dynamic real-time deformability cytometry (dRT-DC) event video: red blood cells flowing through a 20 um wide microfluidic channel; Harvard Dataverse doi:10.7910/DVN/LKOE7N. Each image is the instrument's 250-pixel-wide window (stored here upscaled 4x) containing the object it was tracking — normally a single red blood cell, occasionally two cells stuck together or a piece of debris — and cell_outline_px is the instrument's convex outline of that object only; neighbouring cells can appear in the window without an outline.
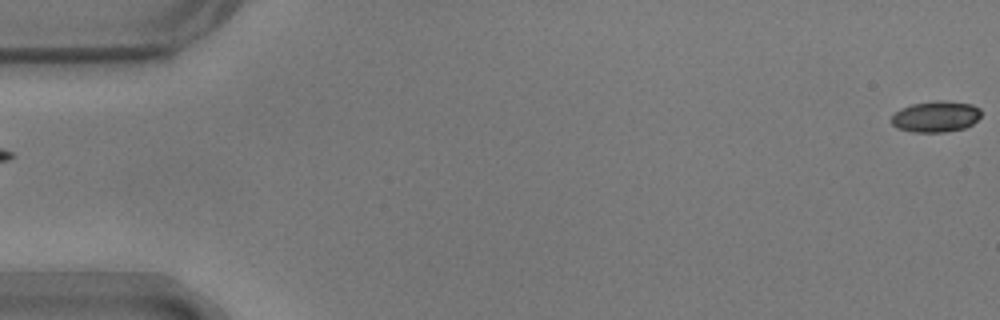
{"species": "common noctule bat (a hibernating species)", "species_latin": "Nyctalus noctula", "temperature_condition": "warm", "stored_images_in_passage": 18, "camera_frame_rate_fps": 3000, "um_per_image_px": 0.085, "animal": {"sex": "male", "body_mass_g": 17.9}, "frame": {"image": 1, "passage_image": 1, "time_ms": 0.0, "image_size_px": [1000, 320], "cell_outline_px": [[980, 116], [972, 124], [964, 128], [944, 132], [912, 132], [896, 128], [892, 124], [892, 116], [900, 108], [912, 104], [940, 100], [944, 100], [972, 104], [980, 108]], "centroid_in_image_um": [79.53, 9.91], "position_along_channel_um": 5.5, "area_um2": 16.24}}
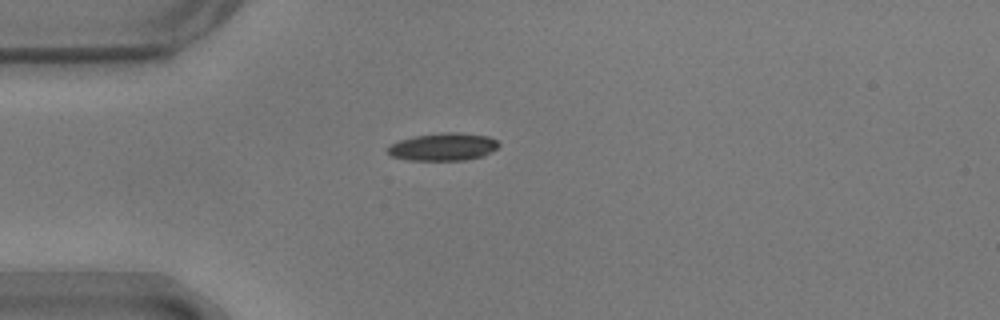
{"frame": {"image": 2, "passage_image": 16, "time_ms": 5.0, "image_size_px": [1000, 320], "cell_outline_px": [[500, 144], [496, 148], [484, 156], [464, 160], [408, 160], [392, 156], [388, 152], [388, 148], [392, 144], [400, 140], [416, 136], [448, 132], [460, 132], [488, 136], [496, 140]], "centroid_in_image_um": [37.71, 12.48], "position_along_channel_um": 47.3, "area_um2": 17.69}}